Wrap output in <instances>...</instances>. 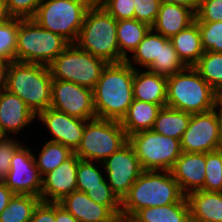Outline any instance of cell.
<instances>
[{"label":"cell","mask_w":222,"mask_h":222,"mask_svg":"<svg viewBox=\"0 0 222 222\" xmlns=\"http://www.w3.org/2000/svg\"><path fill=\"white\" fill-rule=\"evenodd\" d=\"M36 119V115L17 95L6 89L0 90V130L5 137L18 134Z\"/></svg>","instance_id":"ac0fdd59"},{"label":"cell","mask_w":222,"mask_h":222,"mask_svg":"<svg viewBox=\"0 0 222 222\" xmlns=\"http://www.w3.org/2000/svg\"><path fill=\"white\" fill-rule=\"evenodd\" d=\"M217 95L194 67L167 77V107L190 114L205 113L217 107Z\"/></svg>","instance_id":"5b68a950"},{"label":"cell","mask_w":222,"mask_h":222,"mask_svg":"<svg viewBox=\"0 0 222 222\" xmlns=\"http://www.w3.org/2000/svg\"><path fill=\"white\" fill-rule=\"evenodd\" d=\"M162 106L133 99L126 115L120 121L127 136L142 130H152Z\"/></svg>","instance_id":"603a6c76"},{"label":"cell","mask_w":222,"mask_h":222,"mask_svg":"<svg viewBox=\"0 0 222 222\" xmlns=\"http://www.w3.org/2000/svg\"><path fill=\"white\" fill-rule=\"evenodd\" d=\"M131 222H191L190 207L186 196L179 202L139 210Z\"/></svg>","instance_id":"cb8c5ba5"},{"label":"cell","mask_w":222,"mask_h":222,"mask_svg":"<svg viewBox=\"0 0 222 222\" xmlns=\"http://www.w3.org/2000/svg\"><path fill=\"white\" fill-rule=\"evenodd\" d=\"M70 43L40 26L34 19L19 18L16 61L49 66Z\"/></svg>","instance_id":"8992f818"},{"label":"cell","mask_w":222,"mask_h":222,"mask_svg":"<svg viewBox=\"0 0 222 222\" xmlns=\"http://www.w3.org/2000/svg\"><path fill=\"white\" fill-rule=\"evenodd\" d=\"M106 65L104 59L70 43L48 67L53 80L73 82L93 90Z\"/></svg>","instance_id":"ba28073f"},{"label":"cell","mask_w":222,"mask_h":222,"mask_svg":"<svg viewBox=\"0 0 222 222\" xmlns=\"http://www.w3.org/2000/svg\"><path fill=\"white\" fill-rule=\"evenodd\" d=\"M186 67L176 53L172 42L168 40L164 45H160L158 60H154L146 69L152 73L169 77Z\"/></svg>","instance_id":"1f68e13d"},{"label":"cell","mask_w":222,"mask_h":222,"mask_svg":"<svg viewBox=\"0 0 222 222\" xmlns=\"http://www.w3.org/2000/svg\"><path fill=\"white\" fill-rule=\"evenodd\" d=\"M42 1L43 0H4L9 16L21 19L33 18Z\"/></svg>","instance_id":"74e56055"},{"label":"cell","mask_w":222,"mask_h":222,"mask_svg":"<svg viewBox=\"0 0 222 222\" xmlns=\"http://www.w3.org/2000/svg\"><path fill=\"white\" fill-rule=\"evenodd\" d=\"M14 195L15 194L5 185V183H0V214L7 207Z\"/></svg>","instance_id":"f6af8a7d"},{"label":"cell","mask_w":222,"mask_h":222,"mask_svg":"<svg viewBox=\"0 0 222 222\" xmlns=\"http://www.w3.org/2000/svg\"><path fill=\"white\" fill-rule=\"evenodd\" d=\"M19 18L10 17L0 23V59L16 61Z\"/></svg>","instance_id":"d6a6232c"},{"label":"cell","mask_w":222,"mask_h":222,"mask_svg":"<svg viewBox=\"0 0 222 222\" xmlns=\"http://www.w3.org/2000/svg\"><path fill=\"white\" fill-rule=\"evenodd\" d=\"M133 97L139 101L166 107L167 77L152 73L149 70L143 72L135 68Z\"/></svg>","instance_id":"44dd1931"},{"label":"cell","mask_w":222,"mask_h":222,"mask_svg":"<svg viewBox=\"0 0 222 222\" xmlns=\"http://www.w3.org/2000/svg\"><path fill=\"white\" fill-rule=\"evenodd\" d=\"M193 67L217 94L222 92V53L206 51Z\"/></svg>","instance_id":"f546056e"},{"label":"cell","mask_w":222,"mask_h":222,"mask_svg":"<svg viewBox=\"0 0 222 222\" xmlns=\"http://www.w3.org/2000/svg\"><path fill=\"white\" fill-rule=\"evenodd\" d=\"M179 58L187 67H193L204 54L198 24L194 22L169 39Z\"/></svg>","instance_id":"d4e9b609"},{"label":"cell","mask_w":222,"mask_h":222,"mask_svg":"<svg viewBox=\"0 0 222 222\" xmlns=\"http://www.w3.org/2000/svg\"><path fill=\"white\" fill-rule=\"evenodd\" d=\"M17 141L10 137H4L0 141V183L6 181L8 172L10 171L11 159L14 153L22 146Z\"/></svg>","instance_id":"60d3db41"},{"label":"cell","mask_w":222,"mask_h":222,"mask_svg":"<svg viewBox=\"0 0 222 222\" xmlns=\"http://www.w3.org/2000/svg\"><path fill=\"white\" fill-rule=\"evenodd\" d=\"M86 194L97 204L107 206L120 219L121 200L112 191L106 179L102 182V187L89 188Z\"/></svg>","instance_id":"8d00e7d4"},{"label":"cell","mask_w":222,"mask_h":222,"mask_svg":"<svg viewBox=\"0 0 222 222\" xmlns=\"http://www.w3.org/2000/svg\"><path fill=\"white\" fill-rule=\"evenodd\" d=\"M169 38L162 36L159 33L153 32L152 29L144 36L142 42L132 53L131 62L129 57L126 59L129 65L133 68V63L147 68L154 60H158L160 53V45H164ZM131 62V63H130Z\"/></svg>","instance_id":"f1b7e54d"},{"label":"cell","mask_w":222,"mask_h":222,"mask_svg":"<svg viewBox=\"0 0 222 222\" xmlns=\"http://www.w3.org/2000/svg\"><path fill=\"white\" fill-rule=\"evenodd\" d=\"M215 109L191 114L190 122L181 137V148L186 153H207L216 151L222 117L220 111Z\"/></svg>","instance_id":"8fae6325"},{"label":"cell","mask_w":222,"mask_h":222,"mask_svg":"<svg viewBox=\"0 0 222 222\" xmlns=\"http://www.w3.org/2000/svg\"><path fill=\"white\" fill-rule=\"evenodd\" d=\"M55 221L56 222H79L62 205L55 203Z\"/></svg>","instance_id":"ee69618b"},{"label":"cell","mask_w":222,"mask_h":222,"mask_svg":"<svg viewBox=\"0 0 222 222\" xmlns=\"http://www.w3.org/2000/svg\"><path fill=\"white\" fill-rule=\"evenodd\" d=\"M134 72L127 61L107 63L93 89L96 118L122 120L134 99Z\"/></svg>","instance_id":"6da1fadb"},{"label":"cell","mask_w":222,"mask_h":222,"mask_svg":"<svg viewBox=\"0 0 222 222\" xmlns=\"http://www.w3.org/2000/svg\"><path fill=\"white\" fill-rule=\"evenodd\" d=\"M143 170L171 171L182 154L179 139L167 137L153 130H142L128 136Z\"/></svg>","instance_id":"30bf717a"},{"label":"cell","mask_w":222,"mask_h":222,"mask_svg":"<svg viewBox=\"0 0 222 222\" xmlns=\"http://www.w3.org/2000/svg\"><path fill=\"white\" fill-rule=\"evenodd\" d=\"M102 0H91L93 4H99Z\"/></svg>","instance_id":"816d5d0a"},{"label":"cell","mask_w":222,"mask_h":222,"mask_svg":"<svg viewBox=\"0 0 222 222\" xmlns=\"http://www.w3.org/2000/svg\"><path fill=\"white\" fill-rule=\"evenodd\" d=\"M30 147L21 146L13 155L5 185L14 193L41 196L42 176Z\"/></svg>","instance_id":"5bb4252c"},{"label":"cell","mask_w":222,"mask_h":222,"mask_svg":"<svg viewBox=\"0 0 222 222\" xmlns=\"http://www.w3.org/2000/svg\"><path fill=\"white\" fill-rule=\"evenodd\" d=\"M196 23L199 27L204 52L222 53V21Z\"/></svg>","instance_id":"d590c367"},{"label":"cell","mask_w":222,"mask_h":222,"mask_svg":"<svg viewBox=\"0 0 222 222\" xmlns=\"http://www.w3.org/2000/svg\"><path fill=\"white\" fill-rule=\"evenodd\" d=\"M184 196L171 171L144 170L121 200L120 219L130 220L143 208L177 203Z\"/></svg>","instance_id":"7a4b0ae2"},{"label":"cell","mask_w":222,"mask_h":222,"mask_svg":"<svg viewBox=\"0 0 222 222\" xmlns=\"http://www.w3.org/2000/svg\"><path fill=\"white\" fill-rule=\"evenodd\" d=\"M10 61L0 59V90L5 89L7 72L10 65Z\"/></svg>","instance_id":"bcb514c9"},{"label":"cell","mask_w":222,"mask_h":222,"mask_svg":"<svg viewBox=\"0 0 222 222\" xmlns=\"http://www.w3.org/2000/svg\"><path fill=\"white\" fill-rule=\"evenodd\" d=\"M191 114L170 107H162L152 130L155 133L181 140L190 122Z\"/></svg>","instance_id":"484cf974"},{"label":"cell","mask_w":222,"mask_h":222,"mask_svg":"<svg viewBox=\"0 0 222 222\" xmlns=\"http://www.w3.org/2000/svg\"><path fill=\"white\" fill-rule=\"evenodd\" d=\"M5 136L2 134L1 130H0V141L4 138Z\"/></svg>","instance_id":"db71d44e"},{"label":"cell","mask_w":222,"mask_h":222,"mask_svg":"<svg viewBox=\"0 0 222 222\" xmlns=\"http://www.w3.org/2000/svg\"><path fill=\"white\" fill-rule=\"evenodd\" d=\"M99 5L117 21L134 19L133 0H102Z\"/></svg>","instance_id":"b9f144b4"},{"label":"cell","mask_w":222,"mask_h":222,"mask_svg":"<svg viewBox=\"0 0 222 222\" xmlns=\"http://www.w3.org/2000/svg\"><path fill=\"white\" fill-rule=\"evenodd\" d=\"M91 0H43L34 19L40 26L75 43Z\"/></svg>","instance_id":"52a82bcc"},{"label":"cell","mask_w":222,"mask_h":222,"mask_svg":"<svg viewBox=\"0 0 222 222\" xmlns=\"http://www.w3.org/2000/svg\"><path fill=\"white\" fill-rule=\"evenodd\" d=\"M205 182L201 190L222 192V154L213 151L206 153Z\"/></svg>","instance_id":"836d02e7"},{"label":"cell","mask_w":222,"mask_h":222,"mask_svg":"<svg viewBox=\"0 0 222 222\" xmlns=\"http://www.w3.org/2000/svg\"><path fill=\"white\" fill-rule=\"evenodd\" d=\"M216 150L222 154V124L220 127L219 142Z\"/></svg>","instance_id":"f907efd6"},{"label":"cell","mask_w":222,"mask_h":222,"mask_svg":"<svg viewBox=\"0 0 222 222\" xmlns=\"http://www.w3.org/2000/svg\"><path fill=\"white\" fill-rule=\"evenodd\" d=\"M161 3L178 4L185 7H190L196 12L198 0H160Z\"/></svg>","instance_id":"7dc6e473"},{"label":"cell","mask_w":222,"mask_h":222,"mask_svg":"<svg viewBox=\"0 0 222 222\" xmlns=\"http://www.w3.org/2000/svg\"><path fill=\"white\" fill-rule=\"evenodd\" d=\"M75 44L107 63L126 61L119 52L117 20L99 4L88 9Z\"/></svg>","instance_id":"277c9868"},{"label":"cell","mask_w":222,"mask_h":222,"mask_svg":"<svg viewBox=\"0 0 222 222\" xmlns=\"http://www.w3.org/2000/svg\"><path fill=\"white\" fill-rule=\"evenodd\" d=\"M119 222H131L130 220H127V219H120Z\"/></svg>","instance_id":"f5cc1de1"},{"label":"cell","mask_w":222,"mask_h":222,"mask_svg":"<svg viewBox=\"0 0 222 222\" xmlns=\"http://www.w3.org/2000/svg\"><path fill=\"white\" fill-rule=\"evenodd\" d=\"M30 222H56L55 203L41 201L35 208Z\"/></svg>","instance_id":"7bdbcfd3"},{"label":"cell","mask_w":222,"mask_h":222,"mask_svg":"<svg viewBox=\"0 0 222 222\" xmlns=\"http://www.w3.org/2000/svg\"><path fill=\"white\" fill-rule=\"evenodd\" d=\"M79 157L74 152L56 169L42 177V202H60L65 196L77 190L76 174Z\"/></svg>","instance_id":"2e32d148"},{"label":"cell","mask_w":222,"mask_h":222,"mask_svg":"<svg viewBox=\"0 0 222 222\" xmlns=\"http://www.w3.org/2000/svg\"><path fill=\"white\" fill-rule=\"evenodd\" d=\"M93 161L81 160L79 158L76 174L77 190L87 192L89 188L102 187L106 179Z\"/></svg>","instance_id":"e575fe53"},{"label":"cell","mask_w":222,"mask_h":222,"mask_svg":"<svg viewBox=\"0 0 222 222\" xmlns=\"http://www.w3.org/2000/svg\"><path fill=\"white\" fill-rule=\"evenodd\" d=\"M205 163L206 153L182 152L176 160L171 173L185 196L204 187Z\"/></svg>","instance_id":"e0dca14e"},{"label":"cell","mask_w":222,"mask_h":222,"mask_svg":"<svg viewBox=\"0 0 222 222\" xmlns=\"http://www.w3.org/2000/svg\"><path fill=\"white\" fill-rule=\"evenodd\" d=\"M217 108H219L221 117H222V92L217 95Z\"/></svg>","instance_id":"681fc988"},{"label":"cell","mask_w":222,"mask_h":222,"mask_svg":"<svg viewBox=\"0 0 222 222\" xmlns=\"http://www.w3.org/2000/svg\"><path fill=\"white\" fill-rule=\"evenodd\" d=\"M50 107L79 119L96 118L93 90L73 82L52 81Z\"/></svg>","instance_id":"7c38bea8"},{"label":"cell","mask_w":222,"mask_h":222,"mask_svg":"<svg viewBox=\"0 0 222 222\" xmlns=\"http://www.w3.org/2000/svg\"><path fill=\"white\" fill-rule=\"evenodd\" d=\"M37 117L53 136V139L49 141L58 142L73 152L77 150L88 120L69 116L51 107L41 111Z\"/></svg>","instance_id":"9a60e30c"},{"label":"cell","mask_w":222,"mask_h":222,"mask_svg":"<svg viewBox=\"0 0 222 222\" xmlns=\"http://www.w3.org/2000/svg\"><path fill=\"white\" fill-rule=\"evenodd\" d=\"M79 222H119L120 219L107 207L97 204L85 192L74 191L60 202Z\"/></svg>","instance_id":"d6986e66"},{"label":"cell","mask_w":222,"mask_h":222,"mask_svg":"<svg viewBox=\"0 0 222 222\" xmlns=\"http://www.w3.org/2000/svg\"><path fill=\"white\" fill-rule=\"evenodd\" d=\"M151 27L136 19L117 21V42L120 54L127 59V52H134Z\"/></svg>","instance_id":"4316f807"},{"label":"cell","mask_w":222,"mask_h":222,"mask_svg":"<svg viewBox=\"0 0 222 222\" xmlns=\"http://www.w3.org/2000/svg\"><path fill=\"white\" fill-rule=\"evenodd\" d=\"M107 183L117 197L122 200L129 189L144 171L132 145L127 142L115 153L105 159Z\"/></svg>","instance_id":"4fadbf2b"},{"label":"cell","mask_w":222,"mask_h":222,"mask_svg":"<svg viewBox=\"0 0 222 222\" xmlns=\"http://www.w3.org/2000/svg\"><path fill=\"white\" fill-rule=\"evenodd\" d=\"M195 11L178 4L161 3L155 23L151 29L164 37L171 38L195 22Z\"/></svg>","instance_id":"ffe728a7"},{"label":"cell","mask_w":222,"mask_h":222,"mask_svg":"<svg viewBox=\"0 0 222 222\" xmlns=\"http://www.w3.org/2000/svg\"><path fill=\"white\" fill-rule=\"evenodd\" d=\"M186 198L191 222H222V192L198 190Z\"/></svg>","instance_id":"7402d4cb"},{"label":"cell","mask_w":222,"mask_h":222,"mask_svg":"<svg viewBox=\"0 0 222 222\" xmlns=\"http://www.w3.org/2000/svg\"><path fill=\"white\" fill-rule=\"evenodd\" d=\"M40 197L15 194L0 214V222H30Z\"/></svg>","instance_id":"83f0119b"},{"label":"cell","mask_w":222,"mask_h":222,"mask_svg":"<svg viewBox=\"0 0 222 222\" xmlns=\"http://www.w3.org/2000/svg\"><path fill=\"white\" fill-rule=\"evenodd\" d=\"M195 22L222 21V0H198Z\"/></svg>","instance_id":"f35d334b"},{"label":"cell","mask_w":222,"mask_h":222,"mask_svg":"<svg viewBox=\"0 0 222 222\" xmlns=\"http://www.w3.org/2000/svg\"><path fill=\"white\" fill-rule=\"evenodd\" d=\"M52 81L47 65L12 61L5 89L22 99L37 116L50 107Z\"/></svg>","instance_id":"3957f363"},{"label":"cell","mask_w":222,"mask_h":222,"mask_svg":"<svg viewBox=\"0 0 222 222\" xmlns=\"http://www.w3.org/2000/svg\"><path fill=\"white\" fill-rule=\"evenodd\" d=\"M10 18L4 0H0V23Z\"/></svg>","instance_id":"c3c4849f"},{"label":"cell","mask_w":222,"mask_h":222,"mask_svg":"<svg viewBox=\"0 0 222 222\" xmlns=\"http://www.w3.org/2000/svg\"><path fill=\"white\" fill-rule=\"evenodd\" d=\"M127 142L128 136L120 121L95 118L86 122L75 153L81 160L102 163Z\"/></svg>","instance_id":"9c48e42d"},{"label":"cell","mask_w":222,"mask_h":222,"mask_svg":"<svg viewBox=\"0 0 222 222\" xmlns=\"http://www.w3.org/2000/svg\"><path fill=\"white\" fill-rule=\"evenodd\" d=\"M74 152L64 145L47 141L40 151L38 159L35 157L36 166L40 171L41 176L56 169Z\"/></svg>","instance_id":"4dcf8cb0"},{"label":"cell","mask_w":222,"mask_h":222,"mask_svg":"<svg viewBox=\"0 0 222 222\" xmlns=\"http://www.w3.org/2000/svg\"><path fill=\"white\" fill-rule=\"evenodd\" d=\"M134 19L148 24L150 27L155 23L160 9V0H133Z\"/></svg>","instance_id":"ab89813d"}]
</instances>
